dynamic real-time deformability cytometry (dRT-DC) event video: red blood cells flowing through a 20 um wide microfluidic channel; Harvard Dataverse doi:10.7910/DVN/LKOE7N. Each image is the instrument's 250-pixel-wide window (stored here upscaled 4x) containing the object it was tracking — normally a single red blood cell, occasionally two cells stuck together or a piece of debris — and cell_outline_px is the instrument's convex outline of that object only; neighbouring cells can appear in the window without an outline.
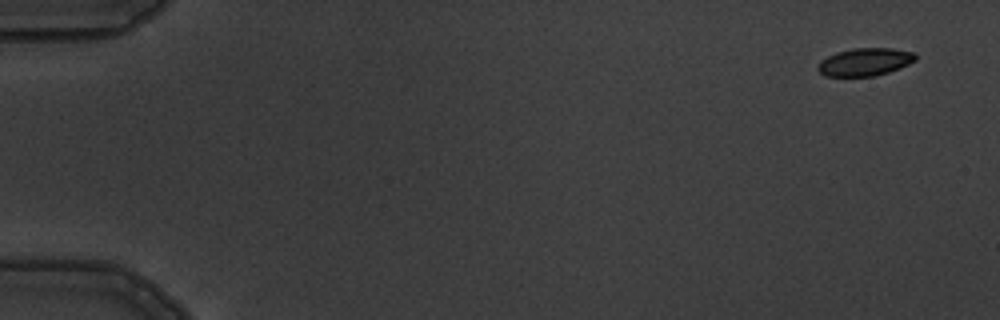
{"species": "common noctule bat (a hibernating species)", "species_latin": "Nyctalus noctula", "temperature_condition": "warm", "stored_images_in_passage": 4, "camera_frame_rate_fps": 3000, "um_per_image_px": 0.085, "animal": {"sex": "male", "body_mass_g": 19.5, "forearm_length_mm": 54.6}, "frame": {"image": 1, "passage_image": 1, "time_ms": 0.0, "image_size_px": [1000, 320], "cell_outline_px": [[916, 60], [900, 68], [876, 76], [824, 76], [816, 68], [820, 60], [836, 52], [852, 48], [892, 48], [916, 52]], "centroid_in_image_um": [73.52, 5.26], "position_along_channel_um": 11.5, "area_um2": 15.95}}